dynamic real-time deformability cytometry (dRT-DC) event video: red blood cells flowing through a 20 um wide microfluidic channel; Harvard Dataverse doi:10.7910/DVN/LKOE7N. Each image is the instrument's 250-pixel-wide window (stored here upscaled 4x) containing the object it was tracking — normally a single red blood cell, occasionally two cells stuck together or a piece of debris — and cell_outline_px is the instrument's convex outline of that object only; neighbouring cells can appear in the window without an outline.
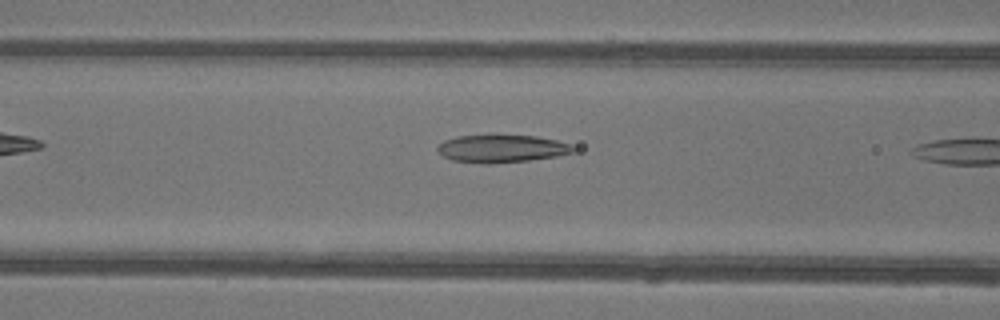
{"species": "common noctule bat (a hibernating species)", "species_latin": "Nyctalus noctula", "temperature_condition": "warm", "stored_images_in_passage": 7, "camera_frame_rate_fps": 3000, "um_per_image_px": 0.085, "animal": {"sex": "female"}, "frame": {"image": 1, "passage_image": 6, "time_ms": 1.667, "image_size_px": [1000, 320], "cell_outline_px": [[576, 152], [556, 156], [528, 160], [488, 164], [484, 164], [452, 160], [436, 152], [436, 148], [444, 140], [456, 136], [496, 132], [536, 136], [556, 140], [572, 144], [576, 148]], "centroid_in_image_um": [42.63, 12.58], "position_along_channel_um": 124.0, "area_um2": 22.95}}